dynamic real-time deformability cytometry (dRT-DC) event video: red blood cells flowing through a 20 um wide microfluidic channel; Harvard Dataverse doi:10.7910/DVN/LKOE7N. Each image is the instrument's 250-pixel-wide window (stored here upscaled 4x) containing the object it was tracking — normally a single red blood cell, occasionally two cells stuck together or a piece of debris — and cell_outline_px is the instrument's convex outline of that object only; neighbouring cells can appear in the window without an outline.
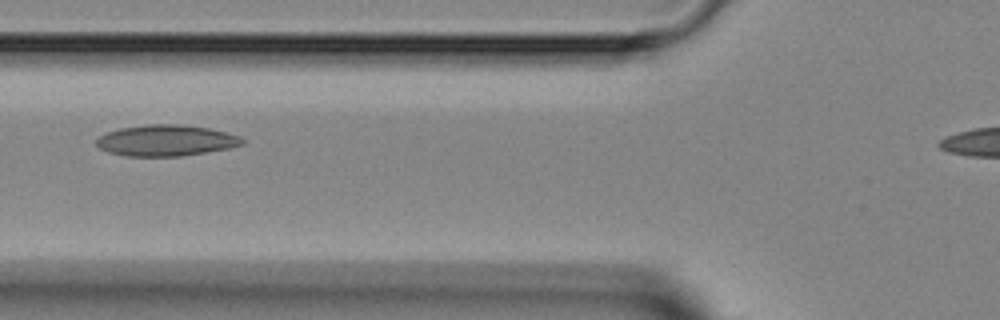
{"species": "Egyptian fruit bat (a non-hibernating species)", "species_latin": "Rousettus aegyptiacus", "temperature_condition": "room temperature", "stored_images_in_passage": 3, "camera_frame_rate_fps": 3000, "um_per_image_px": 0.085, "animal": {"sex": "female"}, "frame": {"image": 1, "passage_image": 3, "time_ms": 2.0, "image_size_px": [1000, 320], "cell_outline_px": [[248, 140], [244, 144], [228, 148], [180, 156], [124, 156], [108, 152], [100, 148], [96, 144], [96, 140], [100, 136], [108, 132], [120, 128], [148, 124], [180, 124], [208, 128], [228, 132], [240, 136]], "centroid_in_image_um": [14.14, 11.93], "position_along_channel_um": 111.7, "area_um2": 26.47}}